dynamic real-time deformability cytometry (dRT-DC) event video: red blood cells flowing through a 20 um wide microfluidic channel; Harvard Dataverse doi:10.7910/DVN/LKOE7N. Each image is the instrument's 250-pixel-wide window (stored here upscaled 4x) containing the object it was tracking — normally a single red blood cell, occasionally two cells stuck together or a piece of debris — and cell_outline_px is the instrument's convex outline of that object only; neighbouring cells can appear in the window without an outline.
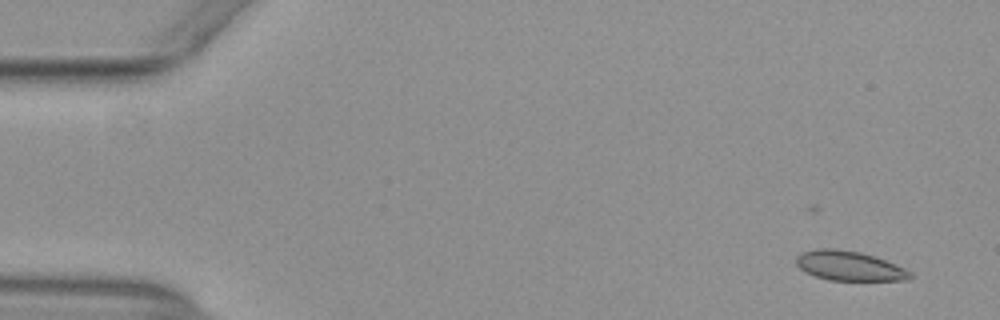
{"species": "common noctule bat (a hibernating species)", "species_latin": "Nyctalus noctula", "temperature_condition": "warm", "stored_images_in_passage": 54, "camera_frame_rate_fps": 3000, "um_per_image_px": 0.085, "animal": {"sex": "female", "body_mass_g": 29.2, "forearm_length_mm": 56.3}, "frame": {"image": 1, "passage_image": 4, "time_ms": 1.0, "image_size_px": [1000, 320], "cell_outline_px": [[916, 276], [908, 280], [828, 280], [804, 272], [796, 264], [796, 256], [800, 252], [816, 248], [836, 248], [860, 252], [876, 256], [896, 264], [912, 272]], "centroid_in_image_um": [72.2, 22.59], "position_along_channel_um": 12.8, "area_um2": 20.0}}
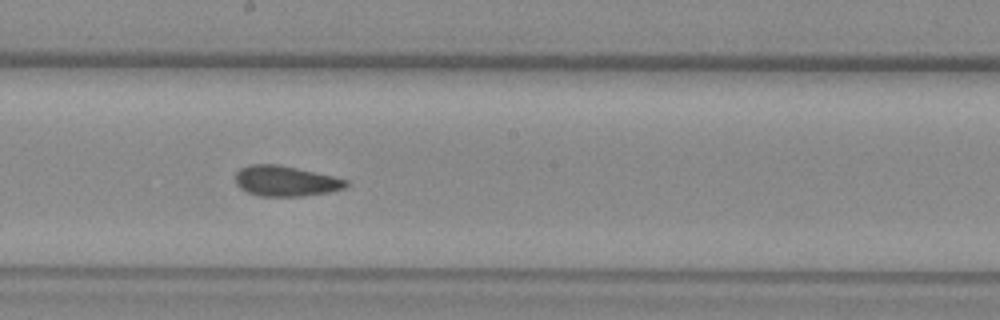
{"frame": {"image": 2, "passage_image": 30, "time_ms": 9.667, "image_size_px": [1000, 320], "cell_outline_px": [[348, 184], [344, 188], [328, 192], [300, 196], [260, 196], [248, 192], [240, 188], [236, 184], [236, 172], [240, 168], [248, 164], [276, 164], [296, 168], [332, 176], [348, 180]], "centroid_in_image_um": [24.24, 15.38], "position_along_channel_um": 224.0, "area_um2": 19.42}}
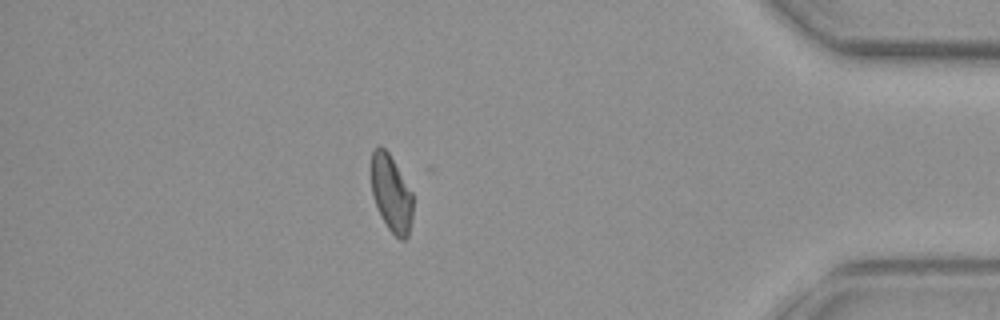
{"frame": {"image": 3, "passage_image": 47, "time_ms": 15.333, "image_size_px": [1000, 320], "cell_outline_px": [[412, 220], [408, 236], [404, 240], [400, 240], [388, 228], [380, 216], [376, 208], [372, 192], [372, 152], [380, 144], [388, 152], [412, 192]], "centroid_in_image_um": [33.26, 16.48], "position_along_channel_um": 401.9, "area_um2": 18.5}, "authors_computed_cell_mechanics": {"area_um2": 19.8832, "velocity_mm_per_s": 3.9169, "shape_relaxation_time_tau1_ms": null, "shape_relaxation_time_tau2_ms": 2.1804, "deformation_change_tau1": null, "deformation_change_tau2": 0.067}}